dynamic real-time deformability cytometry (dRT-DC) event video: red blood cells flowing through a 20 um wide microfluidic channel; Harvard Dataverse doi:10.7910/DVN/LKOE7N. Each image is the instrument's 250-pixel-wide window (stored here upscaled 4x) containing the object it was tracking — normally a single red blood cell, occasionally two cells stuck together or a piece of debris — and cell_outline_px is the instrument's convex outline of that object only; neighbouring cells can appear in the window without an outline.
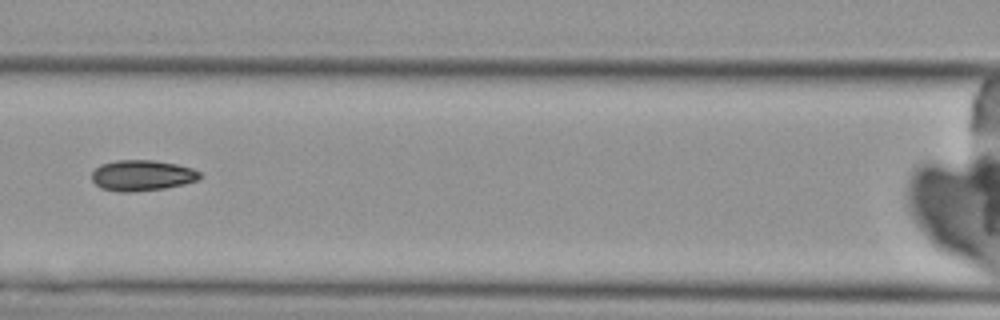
{"species": "Egyptian fruit bat (a non-hibernating species)", "species_latin": "Rousettus aegyptiacus", "temperature_condition": "cold", "stored_images_in_passage": 9, "segment_of_instrument_passage": [1, 2], "camera_frame_rate_fps": 3000, "um_per_image_px": 0.085, "animal": {"sex": "female"}, "frame": {"image": 1, "passage_image": 7, "time_ms": 7.0, "image_size_px": [1000, 320], "cell_outline_px": [[200, 176], [196, 180], [184, 184], [164, 188], [128, 192], [120, 192], [100, 188], [92, 180], [92, 172], [100, 164], [116, 160], [152, 160], [176, 164], [192, 168], [200, 172]], "centroid_in_image_um": [12.04, 14.91], "position_along_channel_um": 154.6, "area_um2": 19.25}}
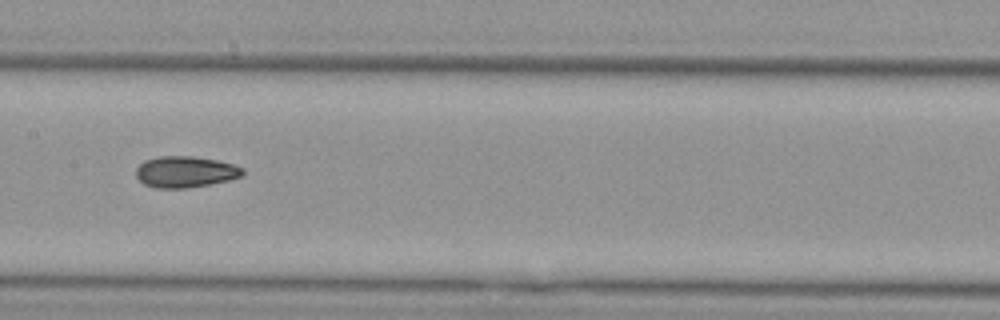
{"frame": {"image": 2, "passage_image": 8, "time_ms": 8.0, "image_size_px": [1000, 320], "cell_outline_px": [[244, 176], [228, 180], [208, 184], [184, 188], [156, 188], [144, 184], [136, 176], [136, 168], [144, 160], [160, 156], [192, 156], [216, 160], [232, 164], [244, 168]], "centroid_in_image_um": [15.75, 14.6], "position_along_channel_um": 191.7, "area_um2": 19.36}}